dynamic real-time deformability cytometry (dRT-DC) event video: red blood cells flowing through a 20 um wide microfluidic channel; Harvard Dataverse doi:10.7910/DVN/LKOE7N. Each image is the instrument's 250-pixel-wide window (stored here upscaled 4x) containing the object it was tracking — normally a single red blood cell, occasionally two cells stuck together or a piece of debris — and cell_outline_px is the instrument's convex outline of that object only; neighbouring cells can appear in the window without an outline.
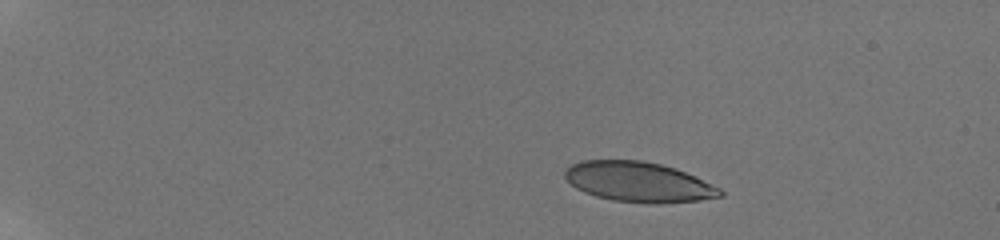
{"species": "human", "species_latin": "Homo sapiens", "temperature_condition": "room temperature", "stored_images_in_passage": 18, "camera_frame_rate_fps": 3000, "um_per_image_px": 0.085, "donor": {"sex": "male"}, "frame": {"image": 1, "passage_image": 1, "time_ms": 0.0, "image_size_px": [1000, 240], "cell_outline_px": [[724, 196], [700, 200], [660, 204], [648, 204], [612, 200], [596, 196], [584, 192], [576, 188], [564, 176], [564, 172], [572, 164], [584, 160], [644, 160], [676, 168], [720, 188], [724, 192]], "centroid_in_image_um": [54.3, 15.47], "position_along_channel_um": 30.7, "area_um2": 36.3}}
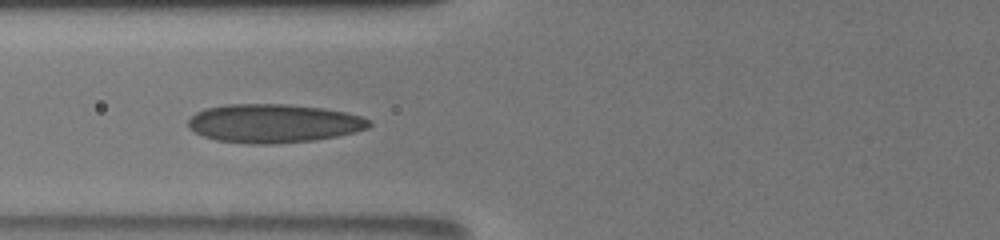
{"frame": {"image": 2, "passage_image": 13, "time_ms": 5.0, "image_size_px": [1000, 240], "cell_outline_px": [[372, 124], [368, 128], [336, 136], [312, 140], [276, 144], [248, 144], [216, 140], [204, 136], [188, 128], [188, 120], [196, 112], [208, 108], [224, 104], [288, 104], [324, 108], [344, 112], [360, 116], [368, 120]], "centroid_in_image_um": [23.22, 10.48], "position_along_channel_um": 102.6, "area_um2": 40.63}}
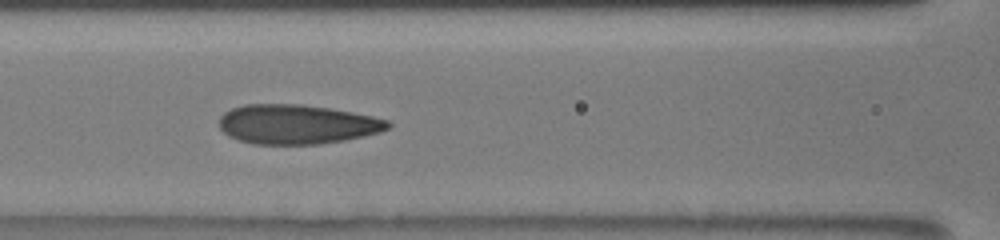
{"frame": {"image": 3, "passage_image": 15, "time_ms": 6.0, "image_size_px": [1000, 240], "cell_outline_px": [[392, 124], [388, 128], [380, 132], [364, 136], [344, 140], [320, 144], [252, 144], [236, 140], [228, 136], [220, 128], [220, 116], [224, 112], [232, 108], [244, 104], [300, 104], [328, 108], [352, 112], [372, 116], [388, 120]], "centroid_in_image_um": [25.22, 10.57], "position_along_channel_um": 141.4, "area_um2": 38.9}}